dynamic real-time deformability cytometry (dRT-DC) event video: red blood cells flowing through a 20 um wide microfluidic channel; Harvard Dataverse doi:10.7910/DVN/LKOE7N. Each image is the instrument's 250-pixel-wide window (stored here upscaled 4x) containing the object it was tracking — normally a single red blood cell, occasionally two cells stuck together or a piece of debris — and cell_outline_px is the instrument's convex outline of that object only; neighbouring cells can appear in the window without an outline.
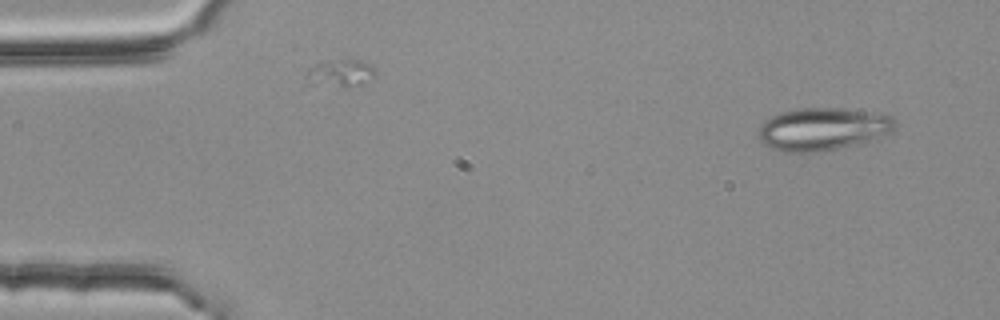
{"species": "common noctule bat (a hibernating species)", "species_latin": "Nyctalus noctula", "temperature_condition": "room temperature", "stored_images_in_passage": 2, "camera_frame_rate_fps": 3000, "um_per_image_px": 0.085, "animal": {"sex": "female", "body_mass_g": 25.1}, "frame": {"image": 1, "passage_image": 1, "time_ms": 0.0, "image_size_px": [1000, 320], "cell_outline_px": [[896, 124], [892, 132], [876, 140], [816, 152], [788, 152], [772, 148], [764, 144], [760, 140], [760, 128], [764, 120], [780, 112], [804, 108], [836, 108], [892, 116], [896, 120]], "centroid_in_image_um": [69.96, 10.98], "position_along_channel_um": 15.0, "area_um2": 33.58}}